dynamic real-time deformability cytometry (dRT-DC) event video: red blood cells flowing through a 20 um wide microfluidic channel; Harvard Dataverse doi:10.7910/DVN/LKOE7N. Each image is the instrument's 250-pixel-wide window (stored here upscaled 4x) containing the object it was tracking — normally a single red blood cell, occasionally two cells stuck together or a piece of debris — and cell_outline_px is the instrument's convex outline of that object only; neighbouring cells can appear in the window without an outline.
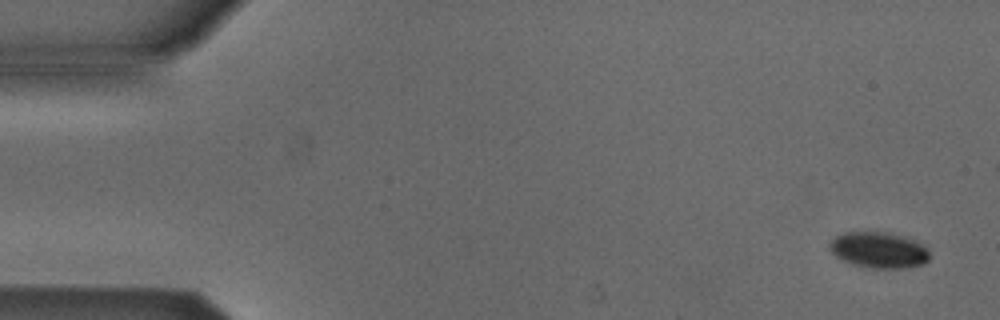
{"species": "Egyptian fruit bat (a non-hibernating species)", "species_latin": "Rousettus aegyptiacus", "temperature_condition": "cold", "stored_images_in_passage": 8, "camera_frame_rate_fps": 3000, "um_per_image_px": 0.085, "animal": {"sex": "male"}, "frame": {"image": 1, "passage_image": 1, "time_ms": 0.0, "image_size_px": [1000, 320], "cell_outline_px": [[928, 260], [924, 264], [904, 268], [872, 268], [852, 264], [836, 256], [828, 248], [828, 244], [836, 236], [844, 232], [884, 232], [900, 236], [912, 240], [928, 248]], "centroid_in_image_um": [74.67, 21.26], "position_along_channel_um": 10.3, "area_um2": 20.69}}
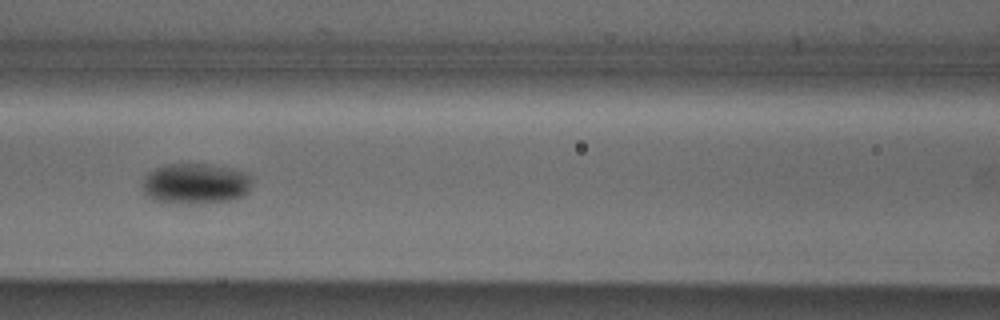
{"frame": {"image": 2, "passage_image": 7, "time_ms": 2.0, "image_size_px": [1000, 320], "cell_outline_px": [[252, 184], [248, 192], [244, 196], [236, 200], [192, 204], [180, 204], [152, 200], [140, 188], [140, 184], [144, 176], [148, 172], [164, 164], [212, 164], [232, 168], [248, 172], [252, 176]], "centroid_in_image_um": [16.63, 15.61], "position_along_channel_um": 150.0, "area_um2": 26.88}}
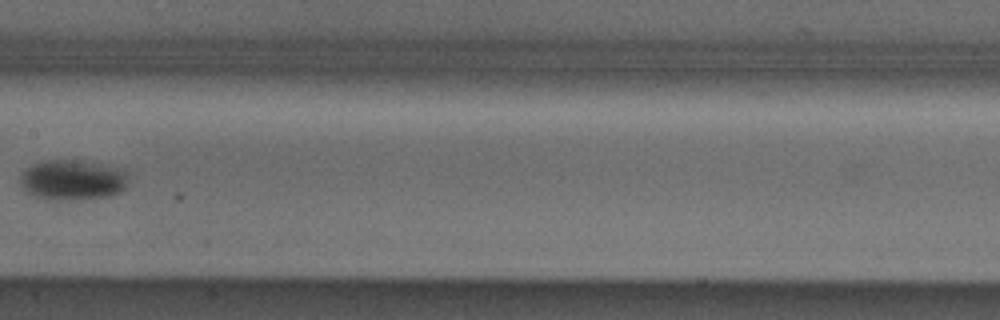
{"frame": {"image": 3, "passage_image": 8, "time_ms": 2.333, "image_size_px": [1000, 320], "cell_outline_px": [[128, 180], [124, 188], [120, 192], [112, 196], [72, 200], [48, 200], [36, 196], [28, 192], [20, 184], [20, 176], [32, 164], [44, 160], [80, 160], [124, 168]], "centroid_in_image_um": [6.2, 15.29], "position_along_channel_um": 201.2, "area_um2": 25.61}}